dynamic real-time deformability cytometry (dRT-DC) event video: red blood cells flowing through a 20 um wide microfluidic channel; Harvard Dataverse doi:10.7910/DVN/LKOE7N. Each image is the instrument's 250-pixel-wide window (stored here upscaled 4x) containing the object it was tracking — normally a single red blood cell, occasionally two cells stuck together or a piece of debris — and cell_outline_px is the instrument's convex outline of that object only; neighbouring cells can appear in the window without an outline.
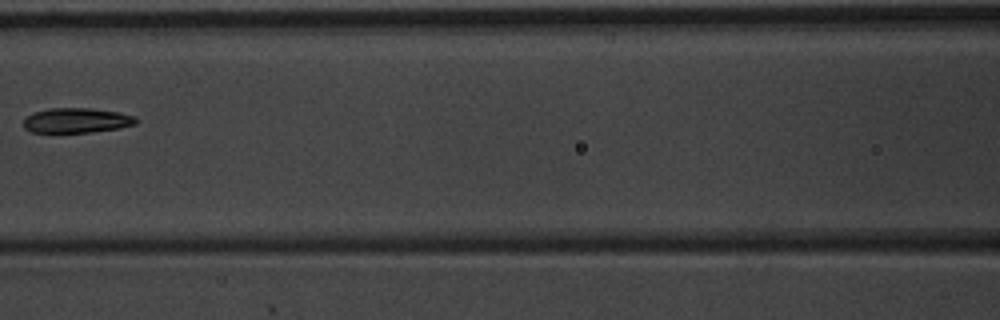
{"species": "common noctule bat (a hibernating species)", "species_latin": "Nyctalus noctula", "temperature_condition": "warm", "stored_images_in_passage": 7, "camera_frame_rate_fps": 3000, "um_per_image_px": 0.085, "animal": {"sex": "male", "body_mass_g": 20.1, "forearm_length_mm": 53.5}, "frame": {"image": 1, "passage_image": 6, "time_ms": 1.667, "image_size_px": [1000, 320], "cell_outline_px": [[140, 120], [136, 124], [120, 128], [92, 132], [32, 132], [24, 128], [24, 120], [32, 112], [48, 108], [92, 108], [120, 112], [136, 116]], "centroid_in_image_um": [6.57, 10.22], "position_along_channel_um": 160.0, "area_um2": 16.53}}
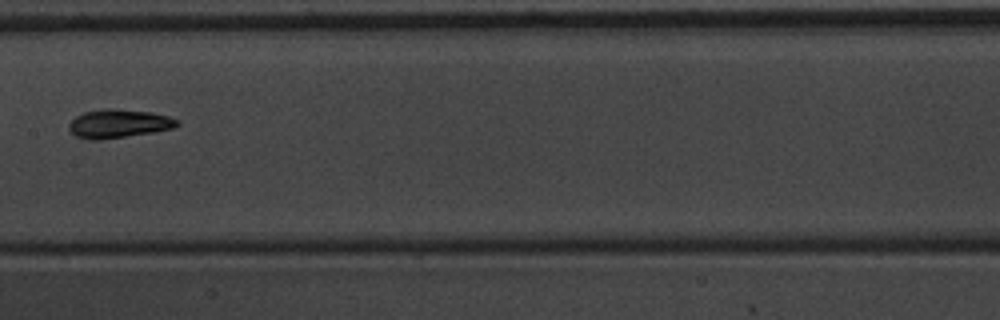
{"frame": {"image": 2, "passage_image": 7, "time_ms": 2.0, "image_size_px": [1000, 320], "cell_outline_px": [[180, 124], [172, 128], [152, 132], [96, 140], [88, 140], [76, 136], [68, 128], [68, 124], [76, 116], [84, 112], [108, 108], [112, 108], [152, 112], [168, 116], [180, 120]], "centroid_in_image_um": [10.08, 10.5], "position_along_channel_um": 197.3, "area_um2": 17.86}}